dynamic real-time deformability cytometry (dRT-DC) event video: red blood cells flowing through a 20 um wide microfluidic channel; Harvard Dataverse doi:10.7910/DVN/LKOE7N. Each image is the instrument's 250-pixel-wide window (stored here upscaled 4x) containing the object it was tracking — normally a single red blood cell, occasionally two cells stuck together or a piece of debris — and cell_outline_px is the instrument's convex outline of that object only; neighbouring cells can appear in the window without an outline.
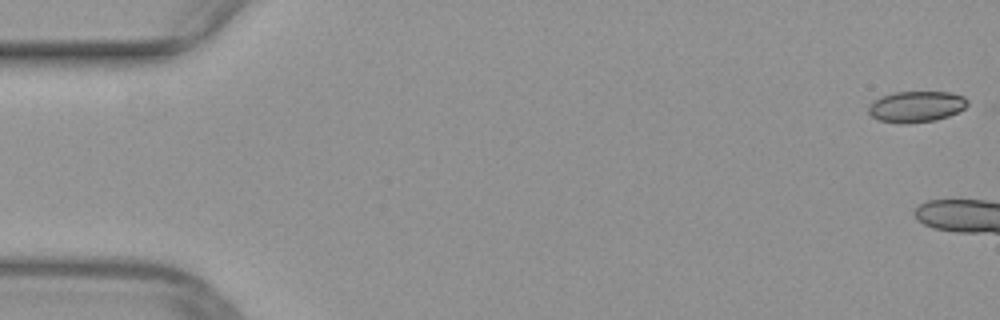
{"species": "common noctule bat (a hibernating species)", "species_latin": "Nyctalus noctula", "temperature_condition": "warm", "stored_images_in_passage": 6, "camera_frame_rate_fps": 3000, "um_per_image_px": 0.085, "animal": {"sex": "female", "body_mass_g": 29.2, "forearm_length_mm": 56.3}, "frame": {"image": 1, "passage_image": 1, "time_ms": 0.0, "image_size_px": [1000, 320], "cell_outline_px": [[968, 104], [964, 108], [948, 116], [936, 120], [904, 124], [876, 120], [868, 112], [868, 104], [872, 100], [880, 96], [892, 92], [952, 92], [964, 96], [968, 100]], "centroid_in_image_um": [77.84, 9.05], "position_along_channel_um": 7.2, "area_um2": 18.21}}